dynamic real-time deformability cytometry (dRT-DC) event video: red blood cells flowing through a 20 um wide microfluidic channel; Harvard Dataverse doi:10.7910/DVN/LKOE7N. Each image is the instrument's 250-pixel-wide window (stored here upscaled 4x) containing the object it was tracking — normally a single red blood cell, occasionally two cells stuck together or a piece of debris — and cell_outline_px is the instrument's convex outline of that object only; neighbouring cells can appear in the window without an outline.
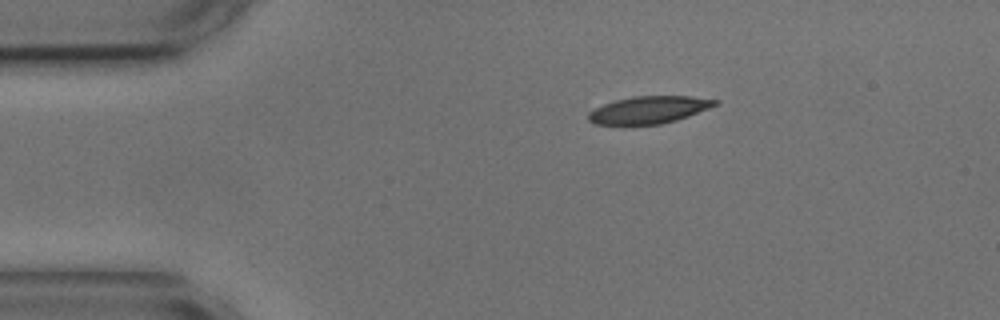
{"species": "common noctule bat (a hibernating species)", "species_latin": "Nyctalus noctula", "temperature_condition": "cold", "stored_images_in_passage": 4, "camera_frame_rate_fps": 3000, "um_per_image_px": 0.085, "animal": {"sex": "male", "body_mass_g": 17.9, "forearm_length_mm": 54.2}, "frame": {"image": 1, "passage_image": 1, "time_ms": 0.0, "image_size_px": [1000, 320], "cell_outline_px": [[720, 104], [688, 116], [676, 120], [660, 124], [624, 128], [596, 124], [588, 120], [588, 112], [604, 104], [616, 100], [632, 96], [692, 96], [720, 100]], "centroid_in_image_um": [55.12, 9.38], "position_along_channel_um": 29.9, "area_um2": 20.98}}
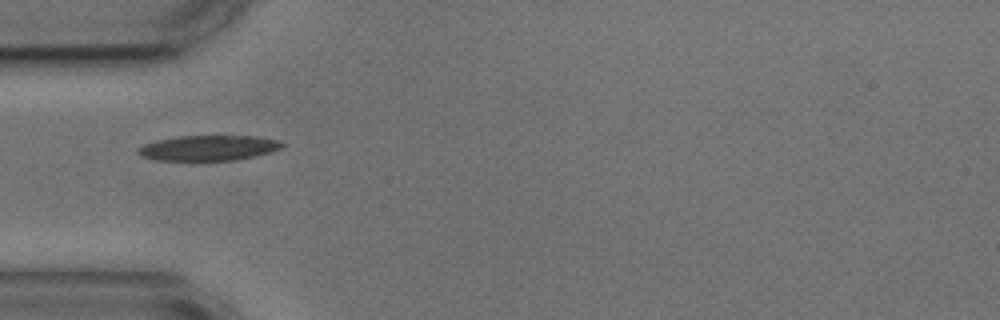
{"frame": {"image": 2, "passage_image": 3, "time_ms": 2.333, "image_size_px": [1000, 320], "cell_outline_px": [[284, 144], [280, 148], [256, 156], [236, 160], [156, 160], [140, 156], [136, 152], [136, 148], [144, 144], [156, 140], [180, 136], [256, 136], [280, 140]], "centroid_in_image_um": [17.68, 12.57], "position_along_channel_um": 67.3, "area_um2": 21.21}}